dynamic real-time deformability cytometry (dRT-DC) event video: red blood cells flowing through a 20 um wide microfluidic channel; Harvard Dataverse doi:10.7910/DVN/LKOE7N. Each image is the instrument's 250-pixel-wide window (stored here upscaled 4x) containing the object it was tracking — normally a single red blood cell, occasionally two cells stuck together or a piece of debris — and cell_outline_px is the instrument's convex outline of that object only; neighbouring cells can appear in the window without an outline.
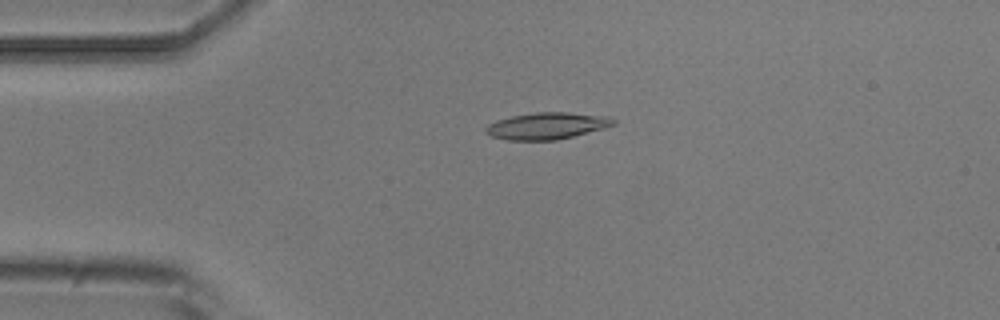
{"species": "common noctule bat (a hibernating species)", "species_latin": "Nyctalus noctula", "temperature_condition": "room temperature", "stored_images_in_passage": 4, "camera_frame_rate_fps": 3000, "um_per_image_px": 0.085, "animal": {"sex": "male", "body_mass_g": 20.5, "forearm_length_mm": 52.5}, "frame": {"image": 1, "passage_image": 2, "time_ms": 1.0, "image_size_px": [1000, 320], "cell_outline_px": [[616, 124], [604, 128], [556, 140], [508, 140], [492, 136], [484, 132], [484, 128], [488, 124], [496, 120], [512, 116], [536, 112], [568, 112], [608, 116], [616, 120]], "centroid_in_image_um": [46.48, 10.69], "position_along_channel_um": 38.5, "area_um2": 19.88}}
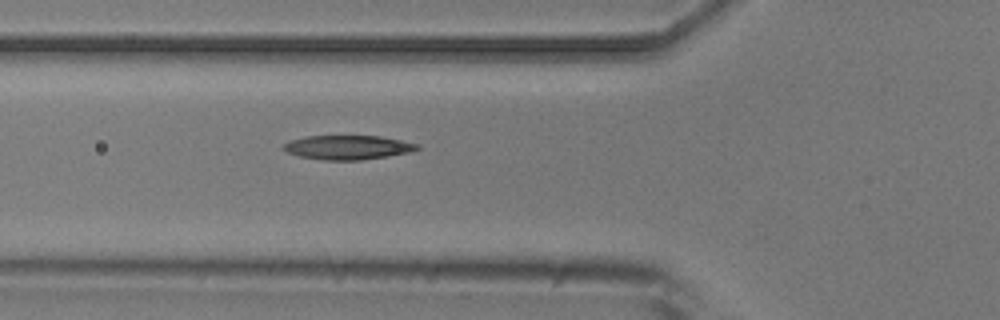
{"frame": {"image": 2, "passage_image": 4, "time_ms": 3.333, "image_size_px": [1000, 320], "cell_outline_px": [[420, 148], [412, 152], [388, 156], [360, 160], [324, 160], [300, 156], [288, 152], [284, 148], [284, 144], [292, 140], [308, 136], [380, 136], [420, 144]], "centroid_in_image_um": [29.64, 12.53], "position_along_channel_um": 96.2, "area_um2": 18.67}}